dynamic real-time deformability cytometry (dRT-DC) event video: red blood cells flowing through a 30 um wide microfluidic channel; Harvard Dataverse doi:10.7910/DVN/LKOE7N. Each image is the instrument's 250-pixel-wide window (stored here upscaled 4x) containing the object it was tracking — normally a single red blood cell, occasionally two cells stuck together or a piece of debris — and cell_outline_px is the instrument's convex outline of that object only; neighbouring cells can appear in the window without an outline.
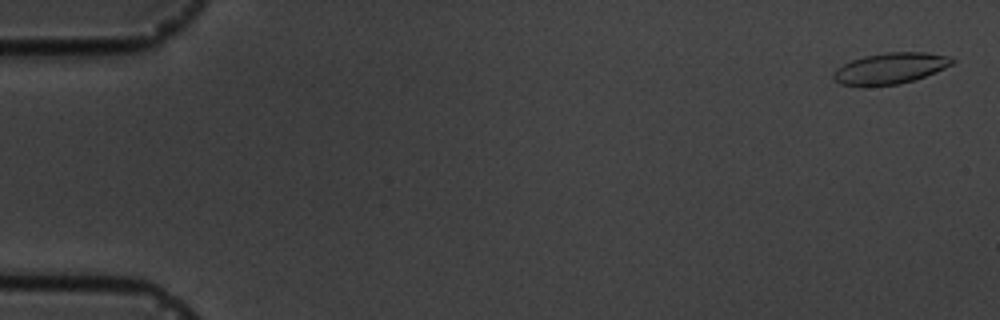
{"species": "common noctule bat (a hibernating species)", "species_latin": "Nyctalus noctula", "temperature_condition": "cold", "stored_images_in_passage": 10, "camera_frame_rate_fps": 3000, "um_per_image_px": 0.085, "animal": {"sex": "male", "body_mass_g": 19.5, "forearm_length_mm": 54.6}, "frame": {"image": 1, "passage_image": 1, "time_ms": 0.0, "image_size_px": [1000, 320], "cell_outline_px": [[956, 60], [952, 64], [936, 72], [900, 84], [864, 88], [840, 84], [832, 76], [832, 72], [836, 68], [852, 60], [864, 56], [888, 52], [924, 52], [952, 56]], "centroid_in_image_um": [75.64, 5.83], "position_along_channel_um": 9.4, "area_um2": 21.91}}
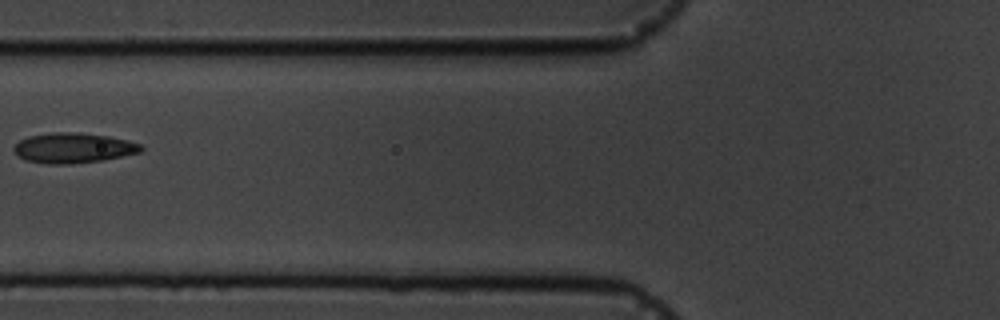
{"frame": {"image": 2, "passage_image": 7, "time_ms": 7.0, "image_size_px": [1000, 320], "cell_outline_px": [[144, 148], [140, 152], [104, 160], [68, 164], [48, 164], [28, 160], [20, 156], [12, 148], [20, 140], [28, 136], [52, 132], [76, 132], [108, 136], [128, 140], [140, 144]], "centroid_in_image_um": [6.25, 12.57], "position_along_channel_um": 119.5, "area_um2": 22.2}}
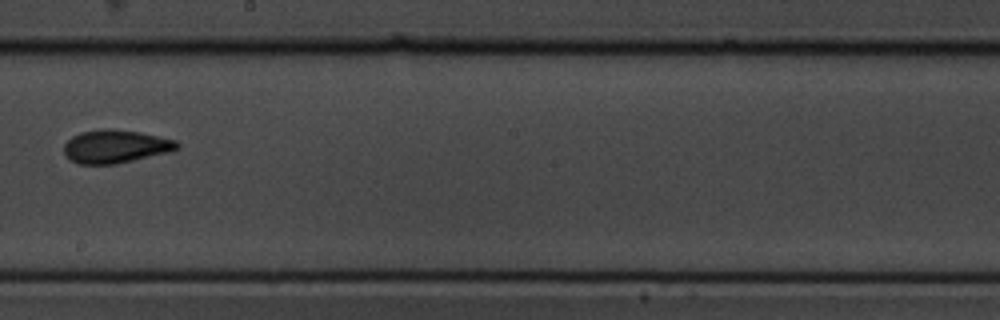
{"frame": {"image": 3, "passage_image": 10, "time_ms": 10.333, "image_size_px": [1000, 320], "cell_outline_px": [[180, 148], [172, 152], [116, 164], [76, 164], [68, 160], [64, 156], [64, 144], [72, 136], [80, 132], [104, 128], [108, 128], [140, 132], [176, 140], [180, 144]], "centroid_in_image_um": [9.81, 12.46], "position_along_channel_um": 238.4, "area_um2": 22.31}}